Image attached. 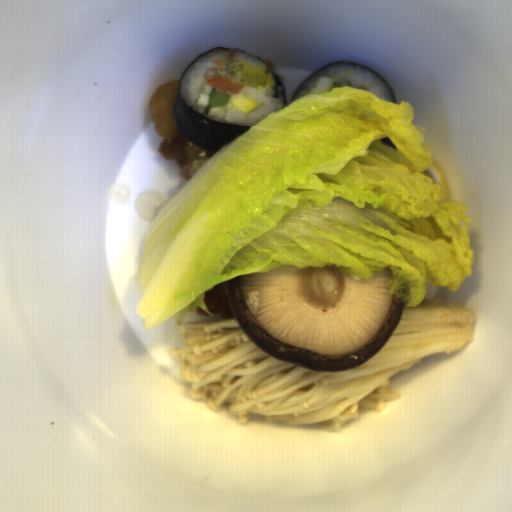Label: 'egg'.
Masks as SVG:
<instances>
[{
	"label": "egg",
	"mask_w": 512,
	"mask_h": 512,
	"mask_svg": "<svg viewBox=\"0 0 512 512\" xmlns=\"http://www.w3.org/2000/svg\"><path fill=\"white\" fill-rule=\"evenodd\" d=\"M229 103L233 110L247 114L260 105V103L256 102L255 100L239 93H234L231 97H229Z\"/></svg>",
	"instance_id": "egg-1"
}]
</instances>
